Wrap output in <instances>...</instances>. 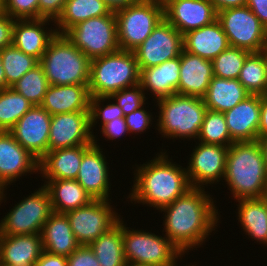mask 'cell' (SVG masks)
Wrapping results in <instances>:
<instances>
[{"label": "cell", "instance_id": "obj_51", "mask_svg": "<svg viewBox=\"0 0 267 266\" xmlns=\"http://www.w3.org/2000/svg\"><path fill=\"white\" fill-rule=\"evenodd\" d=\"M217 12L246 5V0H209Z\"/></svg>", "mask_w": 267, "mask_h": 266}, {"label": "cell", "instance_id": "obj_35", "mask_svg": "<svg viewBox=\"0 0 267 266\" xmlns=\"http://www.w3.org/2000/svg\"><path fill=\"white\" fill-rule=\"evenodd\" d=\"M32 106L30 101L13 88L0 90V131H10Z\"/></svg>", "mask_w": 267, "mask_h": 266}, {"label": "cell", "instance_id": "obj_54", "mask_svg": "<svg viewBox=\"0 0 267 266\" xmlns=\"http://www.w3.org/2000/svg\"><path fill=\"white\" fill-rule=\"evenodd\" d=\"M258 141H259V144L261 145L263 155H264V161H265L266 168H267V135L259 138Z\"/></svg>", "mask_w": 267, "mask_h": 266}, {"label": "cell", "instance_id": "obj_16", "mask_svg": "<svg viewBox=\"0 0 267 266\" xmlns=\"http://www.w3.org/2000/svg\"><path fill=\"white\" fill-rule=\"evenodd\" d=\"M51 115L33 105L9 131L15 140L40 160L48 152Z\"/></svg>", "mask_w": 267, "mask_h": 266}, {"label": "cell", "instance_id": "obj_9", "mask_svg": "<svg viewBox=\"0 0 267 266\" xmlns=\"http://www.w3.org/2000/svg\"><path fill=\"white\" fill-rule=\"evenodd\" d=\"M90 60L118 51L114 12L78 23L64 34Z\"/></svg>", "mask_w": 267, "mask_h": 266}, {"label": "cell", "instance_id": "obj_26", "mask_svg": "<svg viewBox=\"0 0 267 266\" xmlns=\"http://www.w3.org/2000/svg\"><path fill=\"white\" fill-rule=\"evenodd\" d=\"M183 44L185 51L211 61L230 46L218 20L184 34Z\"/></svg>", "mask_w": 267, "mask_h": 266}, {"label": "cell", "instance_id": "obj_49", "mask_svg": "<svg viewBox=\"0 0 267 266\" xmlns=\"http://www.w3.org/2000/svg\"><path fill=\"white\" fill-rule=\"evenodd\" d=\"M246 6L259 18L267 28V0H246Z\"/></svg>", "mask_w": 267, "mask_h": 266}, {"label": "cell", "instance_id": "obj_12", "mask_svg": "<svg viewBox=\"0 0 267 266\" xmlns=\"http://www.w3.org/2000/svg\"><path fill=\"white\" fill-rule=\"evenodd\" d=\"M109 200H93L89 205L64 213L79 245H90L121 219Z\"/></svg>", "mask_w": 267, "mask_h": 266}, {"label": "cell", "instance_id": "obj_42", "mask_svg": "<svg viewBox=\"0 0 267 266\" xmlns=\"http://www.w3.org/2000/svg\"><path fill=\"white\" fill-rule=\"evenodd\" d=\"M2 10L15 20L39 19L38 0H2Z\"/></svg>", "mask_w": 267, "mask_h": 266}, {"label": "cell", "instance_id": "obj_32", "mask_svg": "<svg viewBox=\"0 0 267 266\" xmlns=\"http://www.w3.org/2000/svg\"><path fill=\"white\" fill-rule=\"evenodd\" d=\"M110 13L111 11L102 0H66L64 9L54 22L56 24L54 26L57 34L64 35L80 22Z\"/></svg>", "mask_w": 267, "mask_h": 266}, {"label": "cell", "instance_id": "obj_45", "mask_svg": "<svg viewBox=\"0 0 267 266\" xmlns=\"http://www.w3.org/2000/svg\"><path fill=\"white\" fill-rule=\"evenodd\" d=\"M66 0H38L39 19L56 21L61 15Z\"/></svg>", "mask_w": 267, "mask_h": 266}, {"label": "cell", "instance_id": "obj_30", "mask_svg": "<svg viewBox=\"0 0 267 266\" xmlns=\"http://www.w3.org/2000/svg\"><path fill=\"white\" fill-rule=\"evenodd\" d=\"M250 95L238 79L213 76L203 99L207 109L224 113Z\"/></svg>", "mask_w": 267, "mask_h": 266}, {"label": "cell", "instance_id": "obj_6", "mask_svg": "<svg viewBox=\"0 0 267 266\" xmlns=\"http://www.w3.org/2000/svg\"><path fill=\"white\" fill-rule=\"evenodd\" d=\"M90 61L65 35L57 34L39 64L50 85L89 84Z\"/></svg>", "mask_w": 267, "mask_h": 266}, {"label": "cell", "instance_id": "obj_60", "mask_svg": "<svg viewBox=\"0 0 267 266\" xmlns=\"http://www.w3.org/2000/svg\"><path fill=\"white\" fill-rule=\"evenodd\" d=\"M0 10H2V0H0Z\"/></svg>", "mask_w": 267, "mask_h": 266}, {"label": "cell", "instance_id": "obj_18", "mask_svg": "<svg viewBox=\"0 0 267 266\" xmlns=\"http://www.w3.org/2000/svg\"><path fill=\"white\" fill-rule=\"evenodd\" d=\"M94 136V143L83 153L76 181L92 196L94 200H110L111 183L109 164ZM110 188V189H109Z\"/></svg>", "mask_w": 267, "mask_h": 266}, {"label": "cell", "instance_id": "obj_34", "mask_svg": "<svg viewBox=\"0 0 267 266\" xmlns=\"http://www.w3.org/2000/svg\"><path fill=\"white\" fill-rule=\"evenodd\" d=\"M238 80L251 95H267V72L259 52L247 56Z\"/></svg>", "mask_w": 267, "mask_h": 266}, {"label": "cell", "instance_id": "obj_8", "mask_svg": "<svg viewBox=\"0 0 267 266\" xmlns=\"http://www.w3.org/2000/svg\"><path fill=\"white\" fill-rule=\"evenodd\" d=\"M123 221V249L126 262L148 265L169 266L184 255L166 236L146 230H134Z\"/></svg>", "mask_w": 267, "mask_h": 266}, {"label": "cell", "instance_id": "obj_1", "mask_svg": "<svg viewBox=\"0 0 267 266\" xmlns=\"http://www.w3.org/2000/svg\"><path fill=\"white\" fill-rule=\"evenodd\" d=\"M160 211L165 213L164 236L184 254L201 247L220 218L212 196L204 188L192 187Z\"/></svg>", "mask_w": 267, "mask_h": 266}, {"label": "cell", "instance_id": "obj_33", "mask_svg": "<svg viewBox=\"0 0 267 266\" xmlns=\"http://www.w3.org/2000/svg\"><path fill=\"white\" fill-rule=\"evenodd\" d=\"M100 266H124L122 219L90 245Z\"/></svg>", "mask_w": 267, "mask_h": 266}, {"label": "cell", "instance_id": "obj_22", "mask_svg": "<svg viewBox=\"0 0 267 266\" xmlns=\"http://www.w3.org/2000/svg\"><path fill=\"white\" fill-rule=\"evenodd\" d=\"M212 78V61L183 49L180 54L178 94L203 98Z\"/></svg>", "mask_w": 267, "mask_h": 266}, {"label": "cell", "instance_id": "obj_36", "mask_svg": "<svg viewBox=\"0 0 267 266\" xmlns=\"http://www.w3.org/2000/svg\"><path fill=\"white\" fill-rule=\"evenodd\" d=\"M0 53L7 88L12 87L25 73L39 64L37 58L25 54L13 44L0 50Z\"/></svg>", "mask_w": 267, "mask_h": 266}, {"label": "cell", "instance_id": "obj_48", "mask_svg": "<svg viewBox=\"0 0 267 266\" xmlns=\"http://www.w3.org/2000/svg\"><path fill=\"white\" fill-rule=\"evenodd\" d=\"M35 266H67V257L43 251Z\"/></svg>", "mask_w": 267, "mask_h": 266}, {"label": "cell", "instance_id": "obj_40", "mask_svg": "<svg viewBox=\"0 0 267 266\" xmlns=\"http://www.w3.org/2000/svg\"><path fill=\"white\" fill-rule=\"evenodd\" d=\"M141 84L124 88L107 96V100L116 101L117 105L122 109L124 116L142 107L148 98L145 96Z\"/></svg>", "mask_w": 267, "mask_h": 266}, {"label": "cell", "instance_id": "obj_19", "mask_svg": "<svg viewBox=\"0 0 267 266\" xmlns=\"http://www.w3.org/2000/svg\"><path fill=\"white\" fill-rule=\"evenodd\" d=\"M164 18L182 35L217 20V11L209 0H170L164 6Z\"/></svg>", "mask_w": 267, "mask_h": 266}, {"label": "cell", "instance_id": "obj_21", "mask_svg": "<svg viewBox=\"0 0 267 266\" xmlns=\"http://www.w3.org/2000/svg\"><path fill=\"white\" fill-rule=\"evenodd\" d=\"M51 21L55 22L46 18L15 20L12 44L25 54L40 60L49 42L57 35L55 28L49 30L46 27L47 23L50 25Z\"/></svg>", "mask_w": 267, "mask_h": 266}, {"label": "cell", "instance_id": "obj_10", "mask_svg": "<svg viewBox=\"0 0 267 266\" xmlns=\"http://www.w3.org/2000/svg\"><path fill=\"white\" fill-rule=\"evenodd\" d=\"M53 213L50 194L45 186L24 197L0 221L1 235H31L41 233Z\"/></svg>", "mask_w": 267, "mask_h": 266}, {"label": "cell", "instance_id": "obj_15", "mask_svg": "<svg viewBox=\"0 0 267 266\" xmlns=\"http://www.w3.org/2000/svg\"><path fill=\"white\" fill-rule=\"evenodd\" d=\"M93 143L90 111L51 115L48 152Z\"/></svg>", "mask_w": 267, "mask_h": 266}, {"label": "cell", "instance_id": "obj_13", "mask_svg": "<svg viewBox=\"0 0 267 266\" xmlns=\"http://www.w3.org/2000/svg\"><path fill=\"white\" fill-rule=\"evenodd\" d=\"M183 49V35L164 18L133 52L141 71L179 57Z\"/></svg>", "mask_w": 267, "mask_h": 266}, {"label": "cell", "instance_id": "obj_38", "mask_svg": "<svg viewBox=\"0 0 267 266\" xmlns=\"http://www.w3.org/2000/svg\"><path fill=\"white\" fill-rule=\"evenodd\" d=\"M50 84L40 64L25 73L11 88L33 105H41Z\"/></svg>", "mask_w": 267, "mask_h": 266}, {"label": "cell", "instance_id": "obj_2", "mask_svg": "<svg viewBox=\"0 0 267 266\" xmlns=\"http://www.w3.org/2000/svg\"><path fill=\"white\" fill-rule=\"evenodd\" d=\"M166 152L136 166L132 191L127 197L131 203L134 201L160 210L192 188L186 168L169 160Z\"/></svg>", "mask_w": 267, "mask_h": 266}, {"label": "cell", "instance_id": "obj_55", "mask_svg": "<svg viewBox=\"0 0 267 266\" xmlns=\"http://www.w3.org/2000/svg\"><path fill=\"white\" fill-rule=\"evenodd\" d=\"M259 53L262 55L263 60L265 62V68H266V72H267V45L262 48Z\"/></svg>", "mask_w": 267, "mask_h": 266}, {"label": "cell", "instance_id": "obj_14", "mask_svg": "<svg viewBox=\"0 0 267 266\" xmlns=\"http://www.w3.org/2000/svg\"><path fill=\"white\" fill-rule=\"evenodd\" d=\"M228 147L198 142L193 148L186 168L191 187L205 188L223 180L226 171ZM223 178V179H222ZM205 185V186H204Z\"/></svg>", "mask_w": 267, "mask_h": 266}, {"label": "cell", "instance_id": "obj_24", "mask_svg": "<svg viewBox=\"0 0 267 266\" xmlns=\"http://www.w3.org/2000/svg\"><path fill=\"white\" fill-rule=\"evenodd\" d=\"M88 85H50L40 106L50 115L90 111Z\"/></svg>", "mask_w": 267, "mask_h": 266}, {"label": "cell", "instance_id": "obj_11", "mask_svg": "<svg viewBox=\"0 0 267 266\" xmlns=\"http://www.w3.org/2000/svg\"><path fill=\"white\" fill-rule=\"evenodd\" d=\"M231 47L259 52L267 45V28L246 5L217 12Z\"/></svg>", "mask_w": 267, "mask_h": 266}, {"label": "cell", "instance_id": "obj_57", "mask_svg": "<svg viewBox=\"0 0 267 266\" xmlns=\"http://www.w3.org/2000/svg\"><path fill=\"white\" fill-rule=\"evenodd\" d=\"M5 190H6V189H3V190H2V189L0 188V205H1V201H2V200H4V199L6 200V199H7V198L5 197L7 194L4 193Z\"/></svg>", "mask_w": 267, "mask_h": 266}, {"label": "cell", "instance_id": "obj_28", "mask_svg": "<svg viewBox=\"0 0 267 266\" xmlns=\"http://www.w3.org/2000/svg\"><path fill=\"white\" fill-rule=\"evenodd\" d=\"M44 251L68 257L80 245L64 213L53 212L41 230Z\"/></svg>", "mask_w": 267, "mask_h": 266}, {"label": "cell", "instance_id": "obj_25", "mask_svg": "<svg viewBox=\"0 0 267 266\" xmlns=\"http://www.w3.org/2000/svg\"><path fill=\"white\" fill-rule=\"evenodd\" d=\"M91 145H80L47 152L39 160V172L46 180L76 179L83 153Z\"/></svg>", "mask_w": 267, "mask_h": 266}, {"label": "cell", "instance_id": "obj_3", "mask_svg": "<svg viewBox=\"0 0 267 266\" xmlns=\"http://www.w3.org/2000/svg\"><path fill=\"white\" fill-rule=\"evenodd\" d=\"M223 180L234 200L267 196V168L259 141L233 142L228 147Z\"/></svg>", "mask_w": 267, "mask_h": 266}, {"label": "cell", "instance_id": "obj_31", "mask_svg": "<svg viewBox=\"0 0 267 266\" xmlns=\"http://www.w3.org/2000/svg\"><path fill=\"white\" fill-rule=\"evenodd\" d=\"M238 222L249 238L267 245V196L263 198L239 199Z\"/></svg>", "mask_w": 267, "mask_h": 266}, {"label": "cell", "instance_id": "obj_46", "mask_svg": "<svg viewBox=\"0 0 267 266\" xmlns=\"http://www.w3.org/2000/svg\"><path fill=\"white\" fill-rule=\"evenodd\" d=\"M103 136L108 140L120 139V137L129 134L127 129L125 117L116 118L101 127V131Z\"/></svg>", "mask_w": 267, "mask_h": 266}, {"label": "cell", "instance_id": "obj_4", "mask_svg": "<svg viewBox=\"0 0 267 266\" xmlns=\"http://www.w3.org/2000/svg\"><path fill=\"white\" fill-rule=\"evenodd\" d=\"M141 71L133 51L121 50L90 61V97L112 93L140 83Z\"/></svg>", "mask_w": 267, "mask_h": 266}, {"label": "cell", "instance_id": "obj_52", "mask_svg": "<svg viewBox=\"0 0 267 266\" xmlns=\"http://www.w3.org/2000/svg\"><path fill=\"white\" fill-rule=\"evenodd\" d=\"M111 12H117L125 9L130 5L137 3L139 0H102Z\"/></svg>", "mask_w": 267, "mask_h": 266}, {"label": "cell", "instance_id": "obj_23", "mask_svg": "<svg viewBox=\"0 0 267 266\" xmlns=\"http://www.w3.org/2000/svg\"><path fill=\"white\" fill-rule=\"evenodd\" d=\"M44 251L41 235H1L0 266H35Z\"/></svg>", "mask_w": 267, "mask_h": 266}, {"label": "cell", "instance_id": "obj_39", "mask_svg": "<svg viewBox=\"0 0 267 266\" xmlns=\"http://www.w3.org/2000/svg\"><path fill=\"white\" fill-rule=\"evenodd\" d=\"M251 52L229 46L212 60L213 76L225 79H238L245 59Z\"/></svg>", "mask_w": 267, "mask_h": 266}, {"label": "cell", "instance_id": "obj_53", "mask_svg": "<svg viewBox=\"0 0 267 266\" xmlns=\"http://www.w3.org/2000/svg\"><path fill=\"white\" fill-rule=\"evenodd\" d=\"M7 88L6 77L4 73V68L1 60V53H0V90Z\"/></svg>", "mask_w": 267, "mask_h": 266}, {"label": "cell", "instance_id": "obj_43", "mask_svg": "<svg viewBox=\"0 0 267 266\" xmlns=\"http://www.w3.org/2000/svg\"><path fill=\"white\" fill-rule=\"evenodd\" d=\"M145 104L139 109L131 112L130 114L125 115V121L129 134H141L142 132L148 130L149 127L153 124L152 116L153 114L144 109ZM151 124V125H150Z\"/></svg>", "mask_w": 267, "mask_h": 266}, {"label": "cell", "instance_id": "obj_29", "mask_svg": "<svg viewBox=\"0 0 267 266\" xmlns=\"http://www.w3.org/2000/svg\"><path fill=\"white\" fill-rule=\"evenodd\" d=\"M43 185L50 194L55 213H66L87 206L94 200L76 179L45 180Z\"/></svg>", "mask_w": 267, "mask_h": 266}, {"label": "cell", "instance_id": "obj_7", "mask_svg": "<svg viewBox=\"0 0 267 266\" xmlns=\"http://www.w3.org/2000/svg\"><path fill=\"white\" fill-rule=\"evenodd\" d=\"M117 40L121 50L134 51L164 19V6L139 0L115 12Z\"/></svg>", "mask_w": 267, "mask_h": 266}, {"label": "cell", "instance_id": "obj_27", "mask_svg": "<svg viewBox=\"0 0 267 266\" xmlns=\"http://www.w3.org/2000/svg\"><path fill=\"white\" fill-rule=\"evenodd\" d=\"M180 56L167 60L160 65L141 70L142 89L149 90L155 100L178 94Z\"/></svg>", "mask_w": 267, "mask_h": 266}, {"label": "cell", "instance_id": "obj_47", "mask_svg": "<svg viewBox=\"0 0 267 266\" xmlns=\"http://www.w3.org/2000/svg\"><path fill=\"white\" fill-rule=\"evenodd\" d=\"M15 19L0 10V50L12 45L13 25Z\"/></svg>", "mask_w": 267, "mask_h": 266}, {"label": "cell", "instance_id": "obj_37", "mask_svg": "<svg viewBox=\"0 0 267 266\" xmlns=\"http://www.w3.org/2000/svg\"><path fill=\"white\" fill-rule=\"evenodd\" d=\"M201 143L229 147L231 139L224 113L207 109L197 138Z\"/></svg>", "mask_w": 267, "mask_h": 266}, {"label": "cell", "instance_id": "obj_58", "mask_svg": "<svg viewBox=\"0 0 267 266\" xmlns=\"http://www.w3.org/2000/svg\"><path fill=\"white\" fill-rule=\"evenodd\" d=\"M124 266H148V265H139V264H133L126 262Z\"/></svg>", "mask_w": 267, "mask_h": 266}, {"label": "cell", "instance_id": "obj_59", "mask_svg": "<svg viewBox=\"0 0 267 266\" xmlns=\"http://www.w3.org/2000/svg\"><path fill=\"white\" fill-rule=\"evenodd\" d=\"M169 266H178L177 260L175 259ZM187 266V265H185ZM188 266H195V265H188Z\"/></svg>", "mask_w": 267, "mask_h": 266}, {"label": "cell", "instance_id": "obj_20", "mask_svg": "<svg viewBox=\"0 0 267 266\" xmlns=\"http://www.w3.org/2000/svg\"><path fill=\"white\" fill-rule=\"evenodd\" d=\"M226 124L234 142L258 141L260 95H250L224 112Z\"/></svg>", "mask_w": 267, "mask_h": 266}, {"label": "cell", "instance_id": "obj_44", "mask_svg": "<svg viewBox=\"0 0 267 266\" xmlns=\"http://www.w3.org/2000/svg\"><path fill=\"white\" fill-rule=\"evenodd\" d=\"M67 266H100L89 245H80L67 257Z\"/></svg>", "mask_w": 267, "mask_h": 266}, {"label": "cell", "instance_id": "obj_17", "mask_svg": "<svg viewBox=\"0 0 267 266\" xmlns=\"http://www.w3.org/2000/svg\"><path fill=\"white\" fill-rule=\"evenodd\" d=\"M39 171V160L24 149L9 131H0V188Z\"/></svg>", "mask_w": 267, "mask_h": 266}, {"label": "cell", "instance_id": "obj_50", "mask_svg": "<svg viewBox=\"0 0 267 266\" xmlns=\"http://www.w3.org/2000/svg\"><path fill=\"white\" fill-rule=\"evenodd\" d=\"M267 135V95H260V124L258 139Z\"/></svg>", "mask_w": 267, "mask_h": 266}, {"label": "cell", "instance_id": "obj_56", "mask_svg": "<svg viewBox=\"0 0 267 266\" xmlns=\"http://www.w3.org/2000/svg\"><path fill=\"white\" fill-rule=\"evenodd\" d=\"M165 6L170 0H148Z\"/></svg>", "mask_w": 267, "mask_h": 266}, {"label": "cell", "instance_id": "obj_5", "mask_svg": "<svg viewBox=\"0 0 267 266\" xmlns=\"http://www.w3.org/2000/svg\"><path fill=\"white\" fill-rule=\"evenodd\" d=\"M159 134L165 138L197 139L207 107L195 96L171 95L157 100Z\"/></svg>", "mask_w": 267, "mask_h": 266}, {"label": "cell", "instance_id": "obj_41", "mask_svg": "<svg viewBox=\"0 0 267 266\" xmlns=\"http://www.w3.org/2000/svg\"><path fill=\"white\" fill-rule=\"evenodd\" d=\"M107 101V96L104 97H90V120H91V130L93 133V127L97 124V120L100 119L102 122V127L104 124L116 119L125 117L122 109L117 105V103L108 102L106 105H103ZM110 103V104H109ZM102 104V106H101ZM103 107V108H102Z\"/></svg>", "mask_w": 267, "mask_h": 266}]
</instances>
